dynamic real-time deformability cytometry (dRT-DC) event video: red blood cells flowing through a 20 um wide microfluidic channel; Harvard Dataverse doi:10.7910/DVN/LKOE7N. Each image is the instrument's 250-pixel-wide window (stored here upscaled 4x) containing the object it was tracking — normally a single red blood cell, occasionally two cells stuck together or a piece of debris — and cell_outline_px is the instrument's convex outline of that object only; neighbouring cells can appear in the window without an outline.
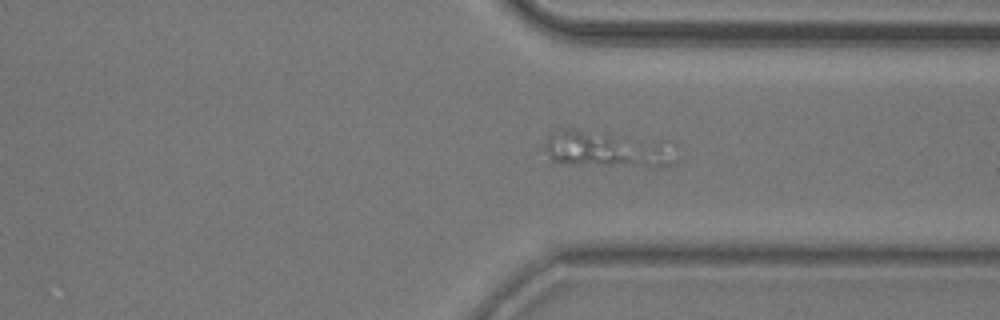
{"species": "common noctule bat (a hibernating species)", "species_latin": "Nyctalus noctula", "temperature_condition": "room temperature", "stored_images_in_passage": 49, "segment_of_instrument_passage": [3, 3], "camera_frame_rate_fps": 3000, "um_per_image_px": 0.085, "animal": {"sex": "male", "body_mass_g": 20.5, "forearm_length_mm": 52.5}, "frame": {"image": 1, "passage_image": 35, "time_ms": 11.333, "image_size_px": [1000, 320], "cell_outline_px": [[680, 160], [676, 164], [668, 168], [656, 168], [568, 164], [548, 160], [540, 148], [540, 144], [552, 132], [560, 128], [576, 128], [660, 140]], "centroid_in_image_um": [51.52, 12.71], "position_along_channel_um": 359.9, "area_um2": 29.42}}
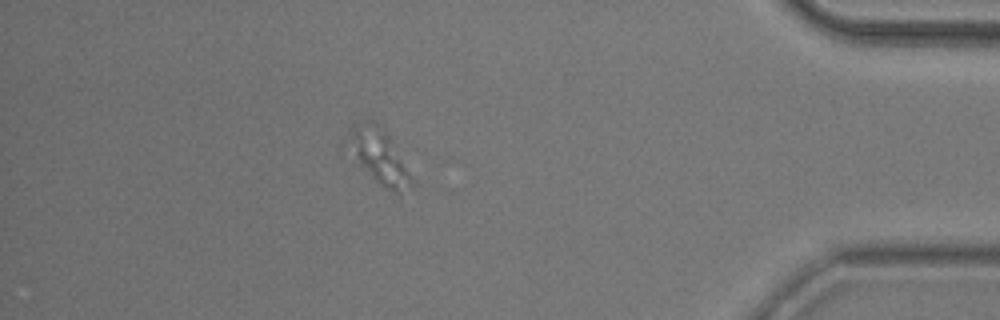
{"frame": {"image": 2, "passage_image": 42, "time_ms": 13.667, "image_size_px": [1000, 320], "cell_outline_px": [[412, 184], [396, 192], [384, 188], [352, 164], [348, 156], [348, 128], [356, 120], [368, 116], [380, 124], [384, 128], [412, 176]], "centroid_in_image_um": [32.05, 13.18], "position_along_channel_um": 403.2, "area_um2": 21.33}}